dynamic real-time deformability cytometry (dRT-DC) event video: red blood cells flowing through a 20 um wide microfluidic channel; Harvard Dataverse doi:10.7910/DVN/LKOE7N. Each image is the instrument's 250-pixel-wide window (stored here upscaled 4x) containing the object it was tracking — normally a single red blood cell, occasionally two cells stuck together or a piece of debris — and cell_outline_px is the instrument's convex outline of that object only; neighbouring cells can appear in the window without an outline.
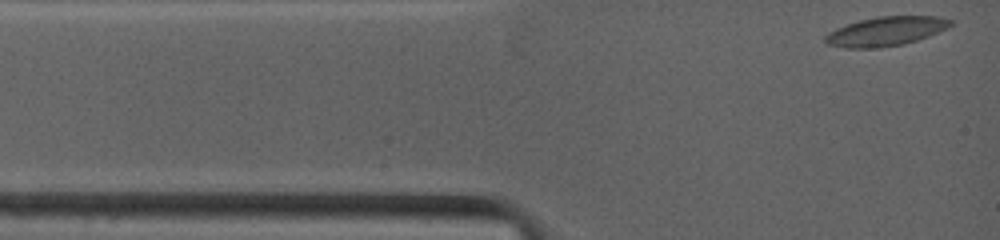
{"species": "common noctule bat (a hibernating species)", "species_latin": "Nyctalus noctula", "temperature_condition": "warm", "stored_images_in_passage": 26, "camera_frame_rate_fps": 4500, "um_per_image_px": 0.085, "animal": {"sex": "female", "body_mass_g": 19.0, "forearm_length_mm": 53.3}, "frame": {"image": 1, "passage_image": 1, "time_ms": 0.0, "image_size_px": [1000, 240], "cell_outline_px": [[956, 20], [948, 28], [928, 36], [904, 44], [876, 48], [844, 48], [828, 44], [824, 40], [824, 36], [828, 32], [836, 28], [860, 20], [876, 16], [936, 16]], "centroid_in_image_um": [75.31, 2.65], "position_along_channel_um": 9.7, "area_um2": 21.39}}
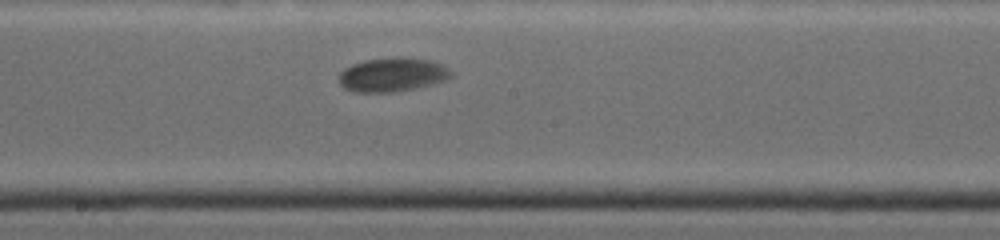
{"frame": {"image": 2, "passage_image": 15, "time_ms": 6.444, "image_size_px": [1000, 240], "cell_outline_px": [[448, 76], [444, 80], [400, 92], [356, 92], [344, 88], [340, 84], [340, 72], [344, 68], [352, 64], [364, 60], [400, 56], [404, 56], [428, 60], [440, 64], [448, 68]], "centroid_in_image_um": [33.28, 6.34], "position_along_channel_um": 214.9, "area_um2": 21.96}}
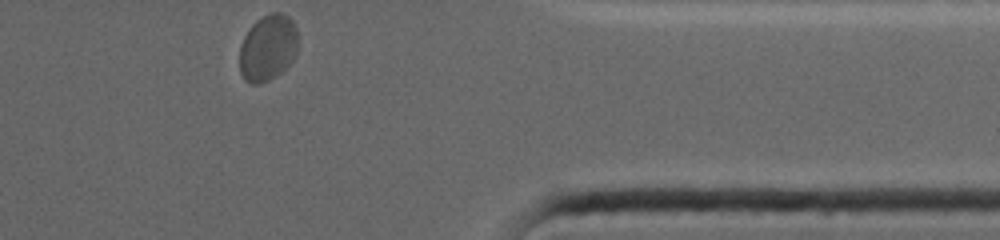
{"frame": {"image": 3, "passage_image": 26, "time_ms": 11.556, "image_size_px": [1000, 240], "cell_outline_px": [[296, 52], [292, 60], [280, 72], [268, 80], [260, 84], [252, 84], [244, 80], [240, 72], [240, 44], [244, 36], [252, 24], [256, 20], [272, 12], [280, 12], [288, 16], [292, 20], [296, 28]], "centroid_in_image_um": [22.74, 4.05], "position_along_channel_um": 388.7, "area_um2": 22.37}, "authors_computed_cell_mechanics": {"area_um2": 21.0681, "velocity_mm_per_s": 3.7735, "shape_relaxation_time_tau1_ms": 1.9776, "shape_relaxation_time_tau2_ms": null, "deformation_change_tau1": 0.0781, "deformation_change_tau2": null}}